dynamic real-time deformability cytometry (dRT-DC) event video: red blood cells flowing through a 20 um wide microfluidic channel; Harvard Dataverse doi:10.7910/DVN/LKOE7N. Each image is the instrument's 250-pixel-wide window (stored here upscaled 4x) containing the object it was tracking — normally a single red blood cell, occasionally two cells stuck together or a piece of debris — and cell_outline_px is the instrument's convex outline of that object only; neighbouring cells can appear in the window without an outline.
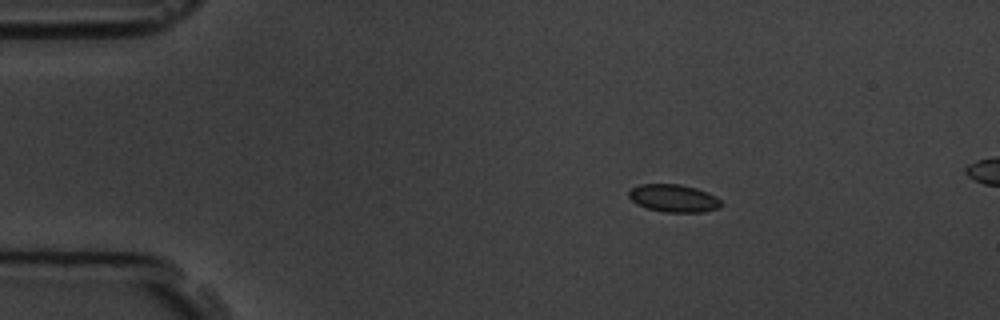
{"species": "common noctule bat (a hibernating species)", "species_latin": "Nyctalus noctula", "temperature_condition": "room temperature", "stored_images_in_passage": 5, "camera_frame_rate_fps": 3000, "um_per_image_px": 0.085, "animal": {"sex": "male", "body_mass_g": 19.5, "forearm_length_mm": 54.6}, "frame": {"image": 1, "passage_image": 3, "time_ms": 2.333, "image_size_px": [1000, 320], "cell_outline_px": [[724, 204], [720, 208], [704, 212], [664, 212], [648, 208], [636, 204], [628, 196], [628, 192], [632, 188], [640, 184], [680, 184], [696, 188], [708, 192], [716, 196]], "centroid_in_image_um": [57.29, 16.85], "position_along_channel_um": 27.7, "area_um2": 15.03}}